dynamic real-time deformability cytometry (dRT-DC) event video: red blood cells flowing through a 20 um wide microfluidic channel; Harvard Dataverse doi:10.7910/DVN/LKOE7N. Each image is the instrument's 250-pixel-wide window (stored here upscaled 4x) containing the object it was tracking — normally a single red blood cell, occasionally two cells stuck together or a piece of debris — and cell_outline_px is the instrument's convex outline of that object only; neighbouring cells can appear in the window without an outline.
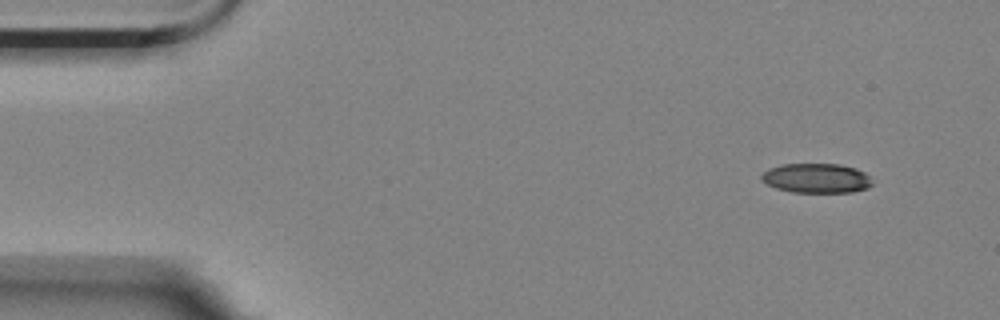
{"species": "Egyptian fruit bat (a non-hibernating species)", "species_latin": "Rousettus aegyptiacus", "temperature_condition": "room temperature", "stored_images_in_passage": 4, "camera_frame_rate_fps": 3000, "um_per_image_px": 0.085, "animal": {"sex": "female"}, "frame": {"image": 1, "passage_image": 1, "time_ms": 0.0, "image_size_px": [1000, 320], "cell_outline_px": [[872, 184], [868, 188], [852, 192], [792, 192], [776, 188], [760, 180], [760, 176], [768, 168], [780, 164], [840, 164], [856, 168], [864, 172], [868, 176]], "centroid_in_image_um": [69.37, 15.14], "position_along_channel_um": 15.6, "area_um2": 19.13}}
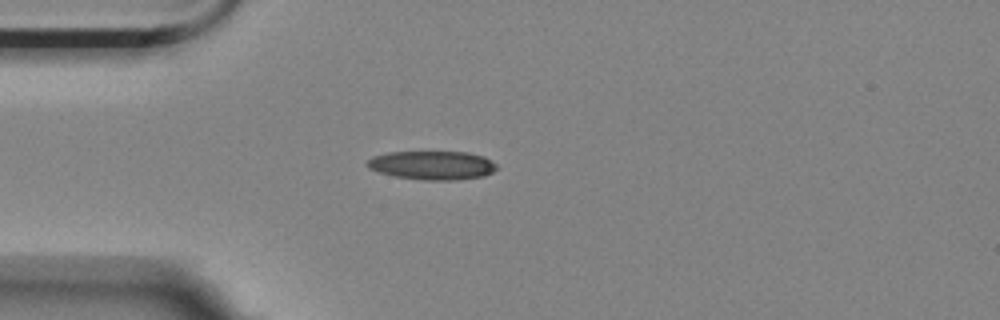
{"frame": {"image": 2, "passage_image": 4, "time_ms": 1.0, "image_size_px": [1000, 320], "cell_outline_px": [[496, 168], [492, 172], [484, 176], [456, 180], [424, 180], [396, 176], [380, 172], [368, 168], [364, 164], [372, 156], [388, 152], [468, 152], [484, 156], [496, 164]], "centroid_in_image_um": [36.73, 14.04], "position_along_channel_um": 48.3, "area_um2": 21.68}}